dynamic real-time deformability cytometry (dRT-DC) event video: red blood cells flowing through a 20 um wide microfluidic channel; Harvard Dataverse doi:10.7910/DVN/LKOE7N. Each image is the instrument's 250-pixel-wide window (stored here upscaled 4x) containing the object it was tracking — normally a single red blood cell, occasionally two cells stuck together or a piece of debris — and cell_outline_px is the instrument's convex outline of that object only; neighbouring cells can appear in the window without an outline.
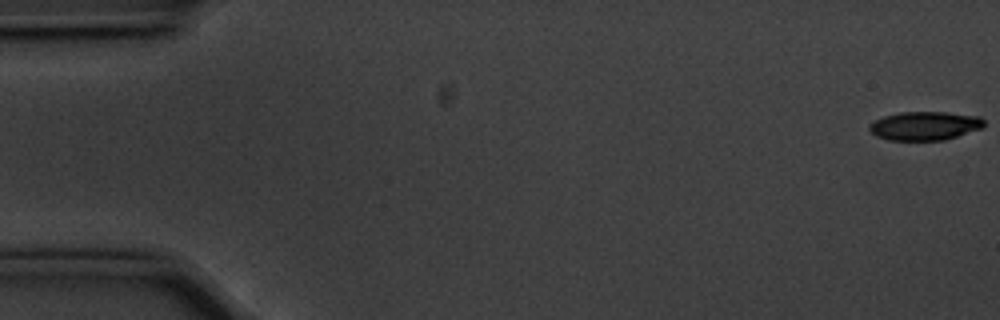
{"species": "common noctule bat (a hibernating species)", "species_latin": "Nyctalus noctula", "temperature_condition": "cold", "stored_images_in_passage": 57, "camera_frame_rate_fps": 3000, "um_per_image_px": 0.085, "animal": {"sex": "male", "body_mass_g": 20.1, "forearm_length_mm": 53.5}, "frame": {"image": 1, "passage_image": 1, "time_ms": 0.0, "image_size_px": [1000, 320], "cell_outline_px": [[984, 124], [980, 128], [944, 140], [888, 140], [876, 136], [868, 128], [868, 124], [872, 120], [884, 116], [900, 112], [948, 112], [980, 116], [984, 120]], "centroid_in_image_um": [78.56, 10.68], "position_along_channel_um": 6.4, "area_um2": 19.19}}
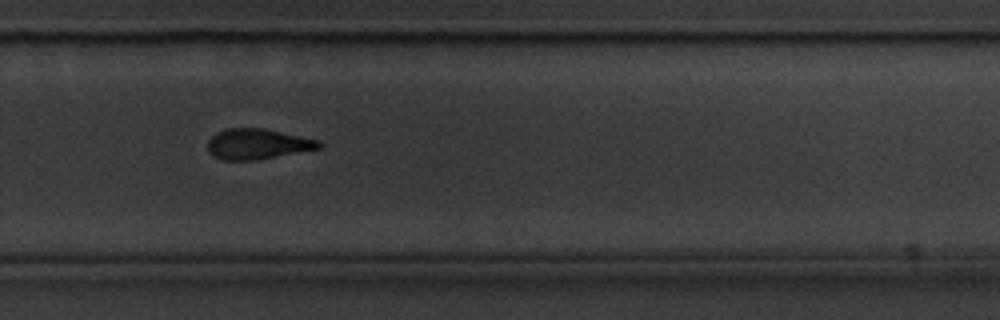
{"frame": {"image": 2, "passage_image": 38, "time_ms": 12.333, "image_size_px": [1000, 320], "cell_outline_px": [[324, 148], [256, 160], [224, 160], [216, 156], [208, 148], [208, 140], [216, 132], [228, 128], [264, 128], [320, 140], [324, 144]], "centroid_in_image_um": [21.97, 12.23], "position_along_channel_um": 307.8, "area_um2": 19.83}}
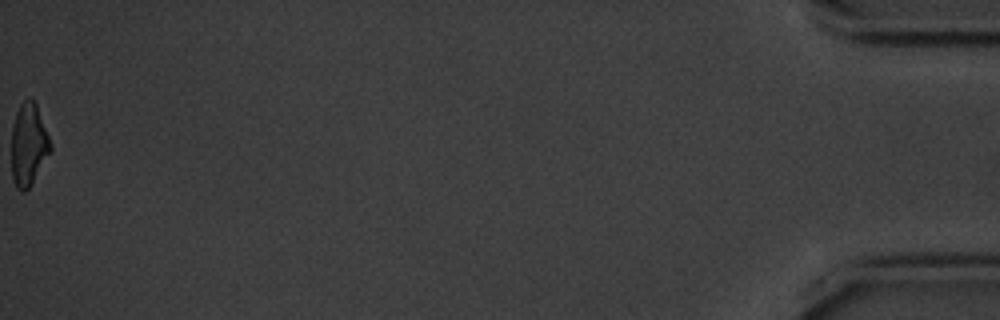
{"frame": {"image": 3, "passage_image": 57, "time_ms": 18.667, "image_size_px": [1000, 320], "cell_outline_px": [[52, 148], [32, 184], [24, 192], [20, 192], [16, 188], [12, 180], [12, 124], [16, 112], [20, 104], [28, 96], [32, 96], [36, 104], [48, 136]], "centroid_in_image_um": [2.4, 12.29], "position_along_channel_um": 432.8, "area_um2": 18.73}, "authors_computed_cell_mechanics": {"area_um2": 20.5768, "velocity_mm_per_s": 3.5697, "shape_relaxation_time_tau1_ms": 3.035, "shape_relaxation_time_tau2_ms": 6.5798, "deformation_change_tau1": 0.1399, "deformation_change_tau2": 0.1483}}